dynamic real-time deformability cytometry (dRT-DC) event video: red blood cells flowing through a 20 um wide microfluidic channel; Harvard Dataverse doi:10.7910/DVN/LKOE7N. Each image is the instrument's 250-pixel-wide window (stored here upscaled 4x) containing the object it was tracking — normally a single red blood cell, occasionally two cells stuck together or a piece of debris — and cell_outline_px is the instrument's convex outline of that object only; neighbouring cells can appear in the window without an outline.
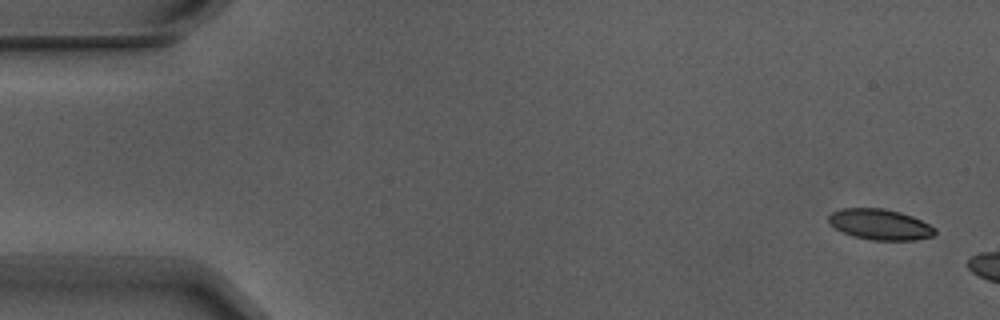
{"species": "Egyptian fruit bat (a non-hibernating species)", "species_latin": "Rousettus aegyptiacus", "temperature_condition": "warm", "stored_images_in_passage": 3, "camera_frame_rate_fps": 3000, "um_per_image_px": 0.085, "animal": {"sex": "male"}, "frame": {"image": 1, "passage_image": 1, "time_ms": 0.0, "image_size_px": [1000, 320], "cell_outline_px": [[936, 232], [932, 236], [916, 240], [872, 240], [852, 236], [836, 228], [828, 220], [828, 216], [832, 212], [840, 208], [884, 208], [900, 212], [912, 216], [936, 228]], "centroid_in_image_um": [74.8, 19.07], "position_along_channel_um": 10.2, "area_um2": 18.96}}